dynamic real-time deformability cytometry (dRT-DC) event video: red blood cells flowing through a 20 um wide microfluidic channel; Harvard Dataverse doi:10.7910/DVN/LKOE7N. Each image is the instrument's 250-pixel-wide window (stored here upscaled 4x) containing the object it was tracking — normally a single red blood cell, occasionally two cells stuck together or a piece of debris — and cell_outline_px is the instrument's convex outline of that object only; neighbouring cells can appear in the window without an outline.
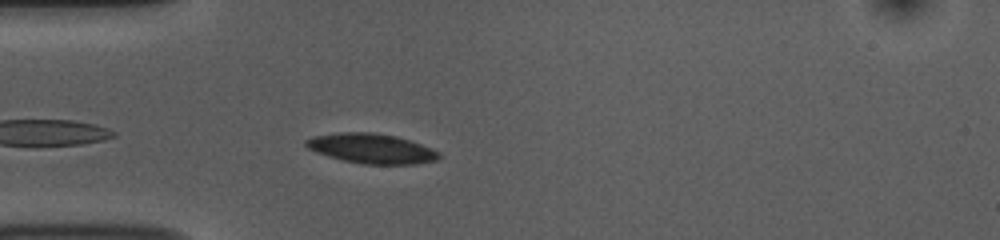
{"species": "common noctule bat (a hibernating species)", "species_latin": "Nyctalus noctula", "temperature_condition": "room temperature", "stored_images_in_passage": 18, "camera_frame_rate_fps": 3000, "um_per_image_px": 0.085, "animal": {"sex": "female", "body_mass_g": 10.0, "forearm_length_mm": 53.1}, "frame": {"image": 1, "passage_image": 3, "time_ms": 0.667, "image_size_px": [1000, 240], "cell_outline_px": [[440, 156], [436, 160], [416, 164], [364, 164], [344, 160], [328, 156], [316, 152], [308, 148], [304, 144], [304, 140], [312, 136], [336, 132], [372, 132], [396, 136], [420, 144], [440, 152]], "centroid_in_image_um": [31.53, 12.61], "position_along_channel_um": 53.5, "area_um2": 23.06}}
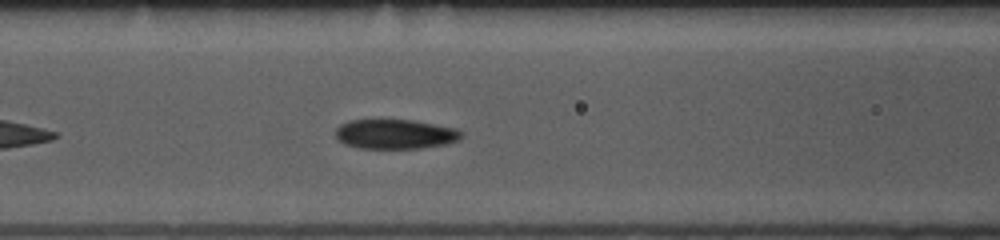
{"frame": {"image": 2, "passage_image": 10, "time_ms": 3.0, "image_size_px": [1000, 240], "cell_outline_px": [[464, 136], [460, 140], [444, 144], [420, 148], [360, 148], [344, 144], [336, 136], [336, 128], [340, 124], [348, 120], [412, 120], [456, 128], [464, 132]], "centroid_in_image_um": [33.62, 11.39], "position_along_channel_um": 133.0, "area_um2": 21.73}}
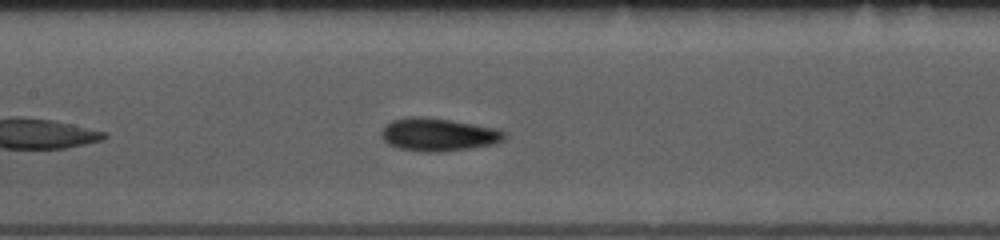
{"frame": {"image": 3, "passage_image": 13, "time_ms": 4.0, "image_size_px": [1000, 240], "cell_outline_px": [[508, 136], [504, 140], [496, 144], [440, 152], [420, 152], [400, 148], [388, 144], [380, 136], [380, 132], [384, 124], [392, 120], [412, 116], [420, 116], [448, 120], [496, 128], [504, 132]], "centroid_in_image_um": [37.23, 11.44], "position_along_channel_um": 170.2, "area_um2": 23.7}}